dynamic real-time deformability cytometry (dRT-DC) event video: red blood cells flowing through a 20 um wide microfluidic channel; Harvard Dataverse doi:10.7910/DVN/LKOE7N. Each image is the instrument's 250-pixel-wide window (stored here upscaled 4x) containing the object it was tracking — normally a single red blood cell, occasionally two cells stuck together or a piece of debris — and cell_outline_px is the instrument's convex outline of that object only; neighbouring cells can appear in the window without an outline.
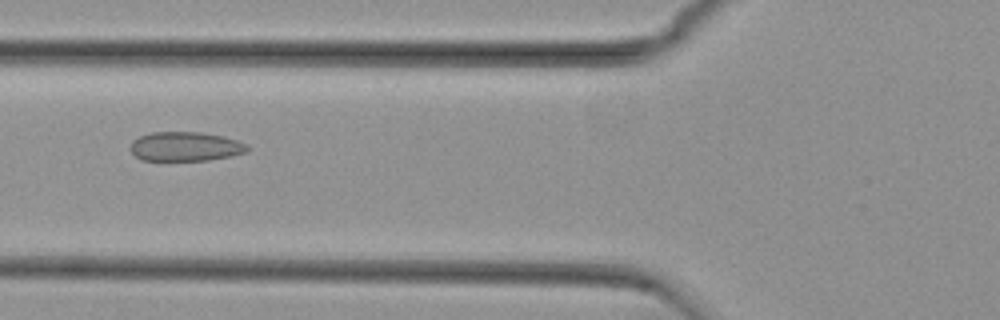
{"species": "common noctule bat (a hibernating species)", "species_latin": "Nyctalus noctula", "temperature_condition": "cold", "stored_images_in_passage": 40, "camera_frame_rate_fps": 3000, "um_per_image_px": 0.085, "animal": {"sex": "female", "body_mass_g": 29.2, "forearm_length_mm": 56.3}, "frame": {"image": 1, "passage_image": 11, "time_ms": 3.333, "image_size_px": [1000, 320], "cell_outline_px": [[248, 152], [232, 156], [208, 160], [140, 160], [132, 152], [132, 140], [140, 136], [152, 132], [200, 132], [224, 136], [236, 140], [244, 144], [248, 148]], "centroid_in_image_um": [15.77, 12.45], "position_along_channel_um": 110.0, "area_um2": 19.83}}
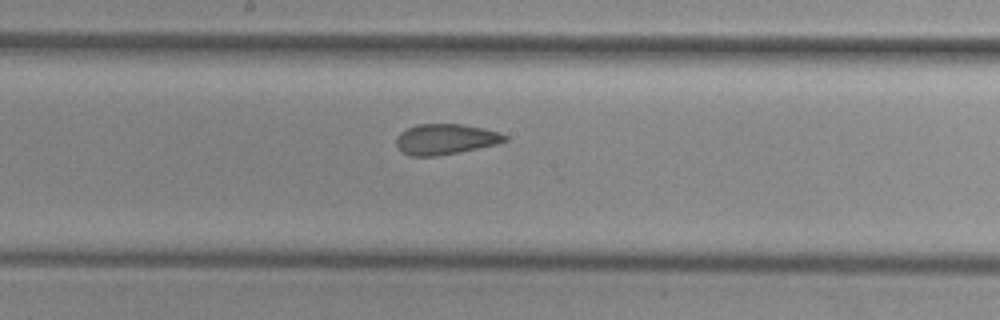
{"frame": {"image": 2, "passage_image": 19, "time_ms": 6.0, "image_size_px": [1000, 320], "cell_outline_px": [[508, 140], [496, 144], [436, 156], [408, 156], [396, 144], [396, 136], [400, 132], [416, 124], [460, 124], [484, 128], [500, 132], [508, 136]], "centroid_in_image_um": [37.86, 11.82], "position_along_channel_um": 210.3, "area_um2": 19.19}}
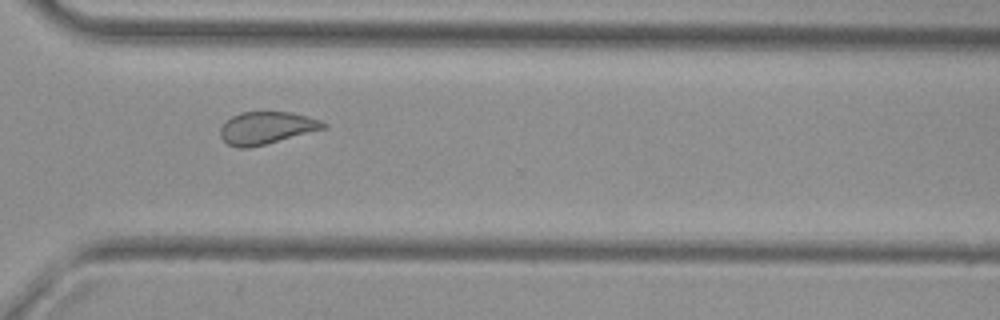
{"frame": {"image": 3, "passage_image": 30, "time_ms": 9.667, "image_size_px": [1000, 320], "cell_outline_px": [[328, 128], [248, 148], [236, 148], [228, 144], [220, 136], [220, 128], [232, 116], [240, 112], [292, 112], [320, 120], [328, 124]], "centroid_in_image_um": [22.67, 10.87], "position_along_channel_um": 347.9, "area_um2": 19.36}, "authors_computed_cell_mechanics": {"area_um2": 19.5653, "velocity_mm_per_s": 3.7509, "shape_relaxation_time_tau1_ms": null, "shape_relaxation_time_tau2_ms": 1.1965, "deformation_change_tau1": null, "deformation_change_tau2": 0.0787}}